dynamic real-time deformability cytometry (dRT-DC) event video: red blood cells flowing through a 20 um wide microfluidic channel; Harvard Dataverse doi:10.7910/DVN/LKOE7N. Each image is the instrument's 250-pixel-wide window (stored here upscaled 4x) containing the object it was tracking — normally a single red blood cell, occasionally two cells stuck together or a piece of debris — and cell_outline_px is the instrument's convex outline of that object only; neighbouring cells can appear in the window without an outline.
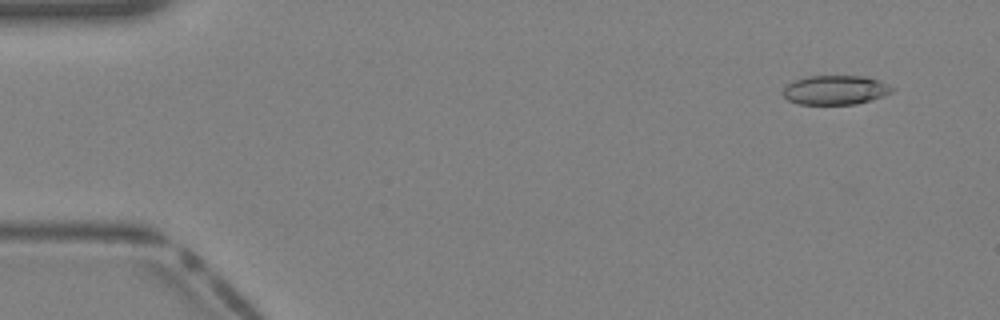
{"species": "Egyptian fruit bat (a non-hibernating species)", "species_latin": "Rousettus aegyptiacus", "temperature_condition": "warm", "stored_images_in_passage": 39, "camera_frame_rate_fps": 3000, "um_per_image_px": 0.085, "animal": {"sex": "female"}, "frame": {"image": 1, "passage_image": 3, "time_ms": 0.667, "image_size_px": [1000, 320], "cell_outline_px": [[896, 88], [892, 92], [884, 96], [872, 100], [856, 104], [800, 104], [788, 100], [784, 96], [784, 88], [792, 80], [808, 76], [868, 76], [880, 80]], "centroid_in_image_um": [71.06, 7.64], "position_along_channel_um": 13.9, "area_um2": 18.79}}
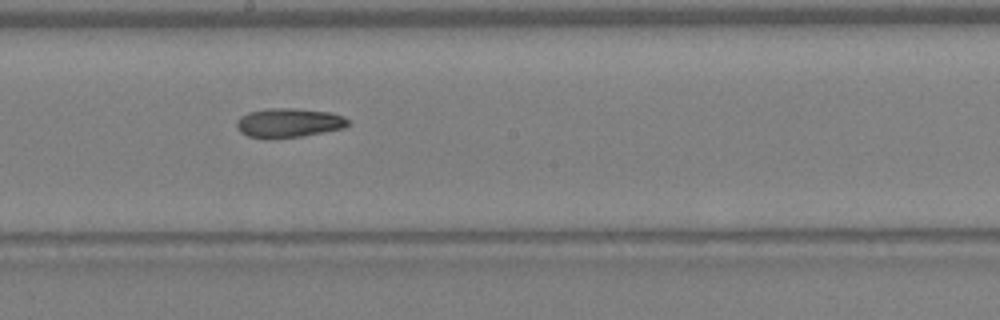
{"frame": {"image": 2, "passage_image": 22, "time_ms": 7.0, "image_size_px": [1000, 320], "cell_outline_px": [[352, 124], [344, 128], [300, 136], [268, 140], [248, 136], [240, 132], [236, 128], [236, 124], [240, 116], [248, 112], [268, 108], [292, 108], [328, 112], [344, 116], [352, 120]], "centroid_in_image_um": [24.54, 10.45], "position_along_channel_um": 223.7, "area_um2": 19.31}}
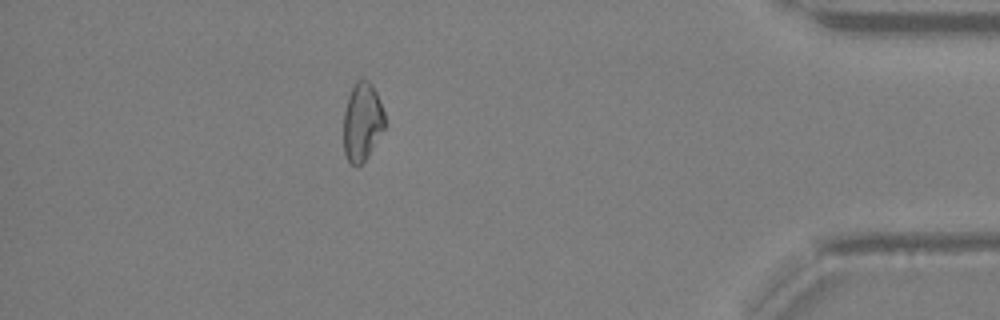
{"frame": {"image": 3, "passage_image": 35, "time_ms": 11.333, "image_size_px": [1000, 320], "cell_outline_px": [[384, 128], [368, 156], [360, 164], [352, 164], [348, 160], [344, 152], [344, 112], [348, 96], [356, 80], [368, 80], [372, 84], [376, 92], [384, 112]], "centroid_in_image_um": [30.78, 10.33], "position_along_channel_um": 404.4, "area_um2": 18.5}}